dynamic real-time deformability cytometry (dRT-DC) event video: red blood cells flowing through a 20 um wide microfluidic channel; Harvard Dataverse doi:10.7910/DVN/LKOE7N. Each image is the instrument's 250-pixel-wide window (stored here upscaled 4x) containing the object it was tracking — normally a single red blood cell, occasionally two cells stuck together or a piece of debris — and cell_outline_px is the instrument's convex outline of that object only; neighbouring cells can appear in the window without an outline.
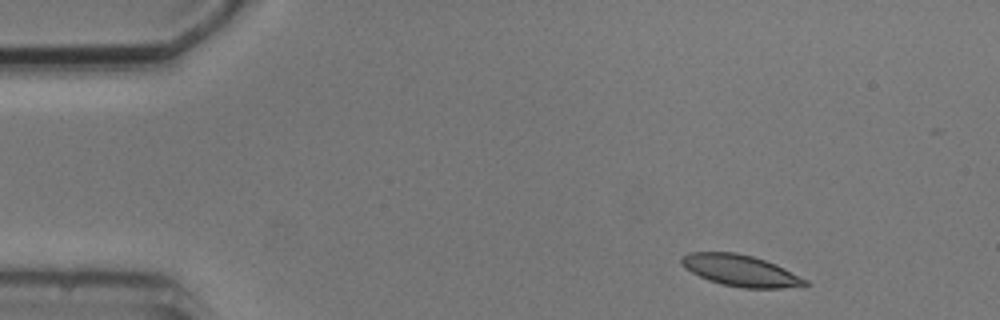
{"species": "common noctule bat (a hibernating species)", "species_latin": "Nyctalus noctula", "temperature_condition": "cold", "stored_images_in_passage": 4, "camera_frame_rate_fps": 3000, "um_per_image_px": 0.085, "animal": {"sex": "male", "body_mass_g": 20.5, "forearm_length_mm": 52.5}, "frame": {"image": 1, "passage_image": 1, "time_ms": 0.0, "image_size_px": [1000, 320], "cell_outline_px": [[808, 284], [780, 288], [744, 288], [720, 284], [708, 280], [684, 268], [680, 260], [688, 252], [736, 252], [752, 256], [776, 264], [808, 280]], "centroid_in_image_um": [62.92, 22.99], "position_along_channel_um": 22.1, "area_um2": 22.43}}
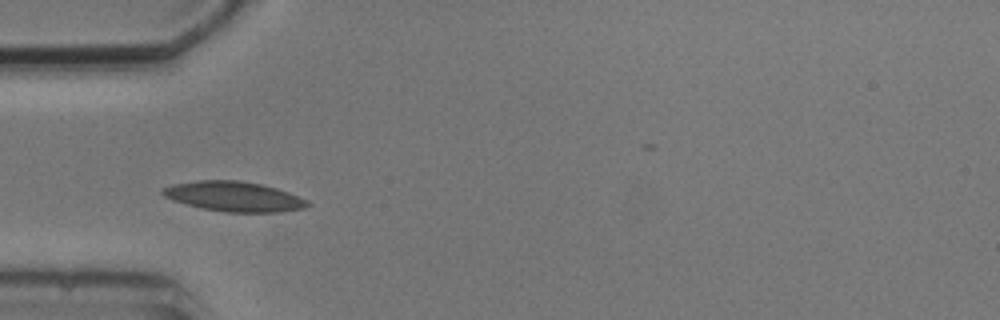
{"frame": {"image": 2, "passage_image": 4, "time_ms": 3.333, "image_size_px": [1000, 320], "cell_outline_px": [[312, 204], [304, 208], [276, 212], [224, 212], [200, 208], [172, 200], [164, 196], [160, 192], [164, 188], [172, 184], [196, 180], [236, 180], [260, 184], [276, 188], [288, 192], [308, 200]], "centroid_in_image_um": [19.87, 16.7], "position_along_channel_um": 65.1, "area_um2": 25.26}}